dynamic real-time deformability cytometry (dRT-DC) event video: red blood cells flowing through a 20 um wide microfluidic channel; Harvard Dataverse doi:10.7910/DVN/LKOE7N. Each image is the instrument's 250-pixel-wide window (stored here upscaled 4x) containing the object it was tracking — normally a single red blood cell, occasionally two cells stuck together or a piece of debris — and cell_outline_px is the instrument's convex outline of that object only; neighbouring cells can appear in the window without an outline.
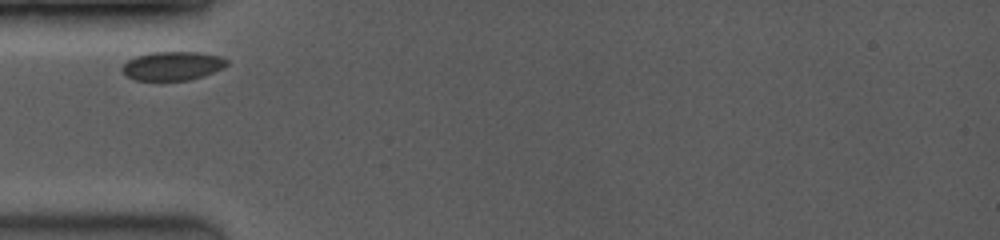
{"species": "common noctule bat (a hibernating species)", "species_latin": "Nyctalus noctula", "temperature_condition": "room temperature", "stored_images_in_passage": 18, "camera_frame_rate_fps": 3500, "um_per_image_px": 0.085, "animal": {"sex": "female", "body_mass_g": 19.0, "forearm_length_mm": 53.3}, "frame": {"image": 1, "passage_image": 1, "time_ms": 0.0, "image_size_px": [1000, 240], "cell_outline_px": [[228, 64], [224, 68], [188, 80], [136, 80], [124, 76], [120, 68], [128, 60], [136, 56], [152, 52], [200, 52], [220, 56], [228, 60]], "centroid_in_image_um": [14.64, 5.59], "position_along_channel_um": 70.4, "area_um2": 17.57}}
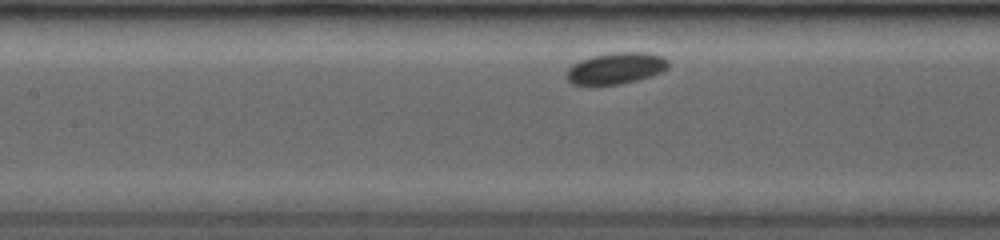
{"frame": {"image": 2, "passage_image": 13, "time_ms": 2.286, "image_size_px": [1000, 240], "cell_outline_px": [[668, 68], [652, 76], [620, 84], [572, 84], [564, 76], [564, 72], [572, 64], [580, 60], [592, 56], [608, 52], [644, 52], [664, 56], [668, 60]], "centroid_in_image_um": [52.33, 5.79], "position_along_channel_um": 155.1, "area_um2": 18.79}}
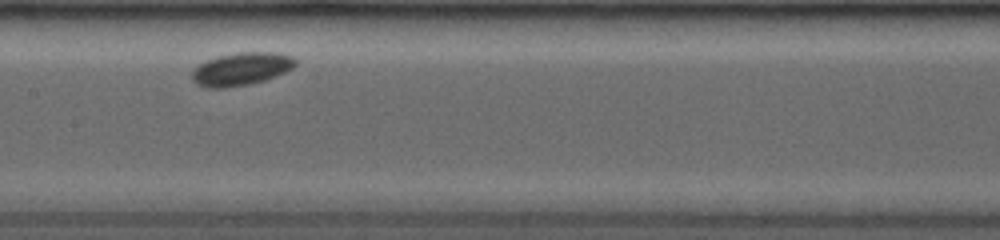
{"frame": {"image": 3, "passage_image": 17, "time_ms": 3.143, "image_size_px": [1000, 240], "cell_outline_px": [[296, 64], [292, 68], [276, 76], [264, 80], [248, 84], [224, 88], [208, 88], [196, 84], [192, 80], [192, 68], [208, 60], [220, 56], [240, 52], [276, 52], [292, 56], [296, 60]], "centroid_in_image_um": [20.5, 5.86], "position_along_channel_um": 186.9, "area_um2": 19.71}}